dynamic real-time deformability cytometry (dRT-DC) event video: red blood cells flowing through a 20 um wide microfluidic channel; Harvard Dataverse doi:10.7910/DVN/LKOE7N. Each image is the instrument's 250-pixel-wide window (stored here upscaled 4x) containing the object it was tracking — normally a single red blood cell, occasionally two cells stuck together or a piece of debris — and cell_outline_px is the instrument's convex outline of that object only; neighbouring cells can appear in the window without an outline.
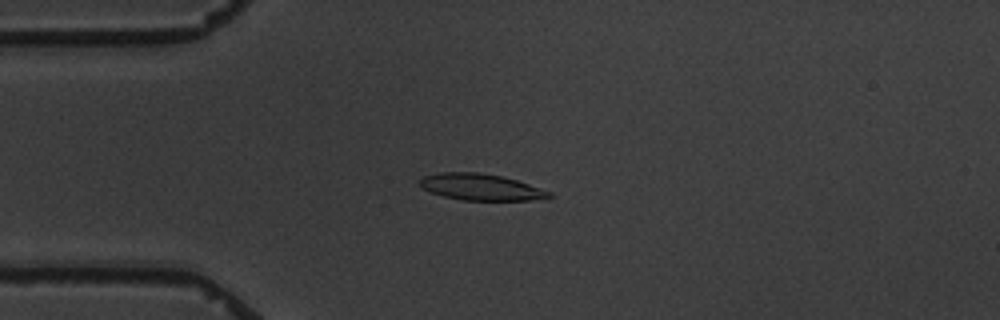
{"species": "common noctule bat (a hibernating species)", "species_latin": "Nyctalus noctula", "temperature_condition": "warm", "stored_images_in_passage": 10, "camera_frame_rate_fps": 3000, "um_per_image_px": 0.085, "animal": {"sex": "male", "body_mass_g": 19.5, "forearm_length_mm": 54.6}, "frame": {"image": 1, "passage_image": 3, "time_ms": 3.0, "image_size_px": [1000, 320], "cell_outline_px": [[552, 196], [548, 200], [460, 200], [444, 196], [432, 192], [424, 188], [420, 184], [420, 180], [424, 176], [440, 172], [476, 172], [500, 176], [516, 180], [552, 192]], "centroid_in_image_um": [40.93, 15.91], "position_along_channel_um": 44.1, "area_um2": 19.83}}
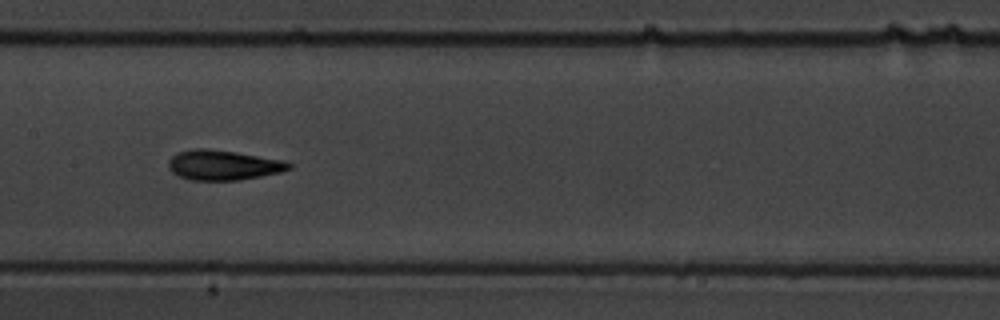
{"frame": {"image": 2, "passage_image": 7, "time_ms": 7.667, "image_size_px": [1000, 320], "cell_outline_px": [[292, 168], [280, 172], [240, 180], [192, 180], [180, 176], [172, 172], [168, 168], [168, 160], [176, 152], [192, 148], [208, 148], [236, 152], [284, 160], [292, 164]], "centroid_in_image_um": [18.95, 14.02], "position_along_channel_um": 188.4, "area_um2": 21.15}}
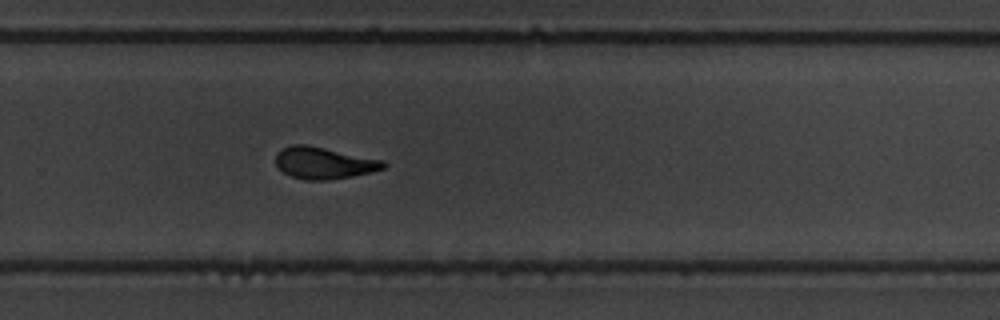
{"frame": {"image": 3, "passage_image": 10, "time_ms": 11.0, "image_size_px": [1000, 320], "cell_outline_px": [[388, 164], [384, 168], [372, 172], [352, 176], [328, 180], [304, 180], [292, 176], [284, 172], [276, 164], [276, 152], [280, 148], [292, 144], [304, 144], [384, 160]], "centroid_in_image_um": [27.53, 13.85], "position_along_channel_um": 302.3, "area_um2": 19.94}}